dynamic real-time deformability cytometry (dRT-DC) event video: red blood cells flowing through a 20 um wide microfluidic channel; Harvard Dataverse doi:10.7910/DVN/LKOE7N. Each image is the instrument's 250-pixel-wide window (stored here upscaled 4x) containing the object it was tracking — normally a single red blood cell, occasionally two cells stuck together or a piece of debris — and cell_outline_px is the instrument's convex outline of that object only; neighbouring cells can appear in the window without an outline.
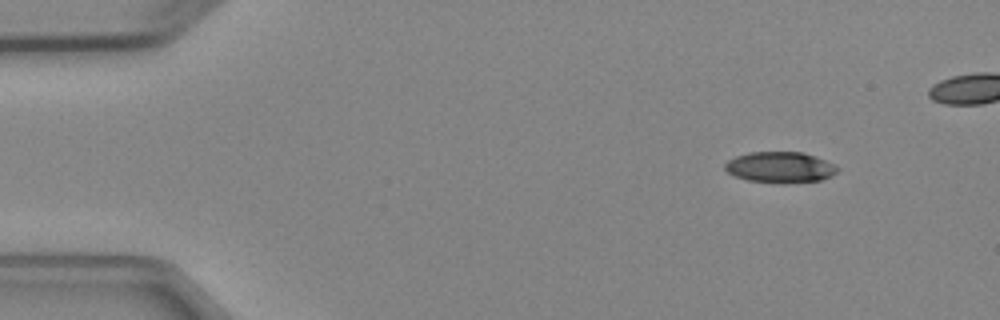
{"species": "Egyptian fruit bat (a non-hibernating species)", "species_latin": "Rousettus aegyptiacus", "temperature_condition": "cold", "stored_images_in_passage": 5, "camera_frame_rate_fps": 3000, "um_per_image_px": 0.085, "animal": {"sex": "female"}, "frame": {"image": 1, "passage_image": 1, "time_ms": 0.0, "image_size_px": [1000, 320], "cell_outline_px": [[840, 168], [832, 176], [820, 180], [784, 184], [748, 180], [736, 176], [728, 172], [724, 168], [724, 164], [728, 160], [736, 156], [748, 152], [804, 152], [816, 156]], "centroid_in_image_um": [66.31, 14.22], "position_along_channel_um": 18.7, "area_um2": 20.35}}